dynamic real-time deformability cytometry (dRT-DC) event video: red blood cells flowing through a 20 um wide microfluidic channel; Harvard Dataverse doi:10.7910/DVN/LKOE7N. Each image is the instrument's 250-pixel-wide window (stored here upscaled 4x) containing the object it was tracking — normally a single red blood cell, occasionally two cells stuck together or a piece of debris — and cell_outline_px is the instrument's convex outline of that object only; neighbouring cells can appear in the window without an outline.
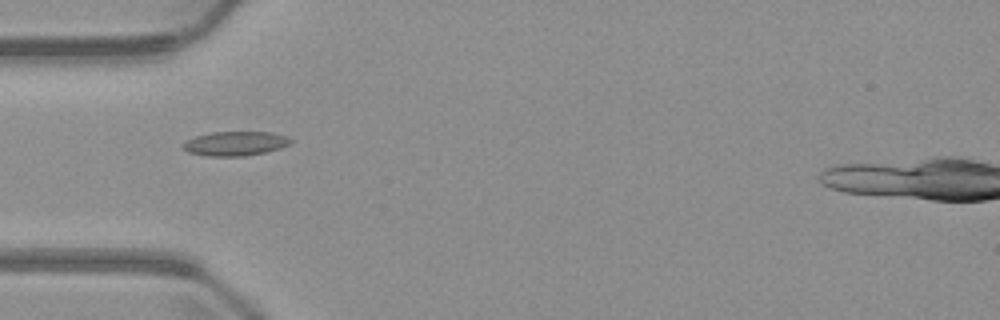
{"species": "common noctule bat (a hibernating species)", "species_latin": "Nyctalus noctula", "temperature_condition": "warm", "stored_images_in_passage": 2, "camera_frame_rate_fps": 3000, "um_per_image_px": 0.085, "animal": {"sex": "male", "body_mass_g": 23.1, "forearm_length_mm": 52.7}, "frame": {"image": 1, "passage_image": 1, "time_ms": 0.0, "image_size_px": [1000, 320], "cell_outline_px": [[292, 144], [280, 148], [264, 152], [244, 156], [208, 156], [188, 152], [180, 148], [180, 144], [196, 136], [212, 132], [272, 132], [288, 136], [292, 140]], "centroid_in_image_um": [19.99, 12.2], "position_along_channel_um": 65.0, "area_um2": 15.37}}
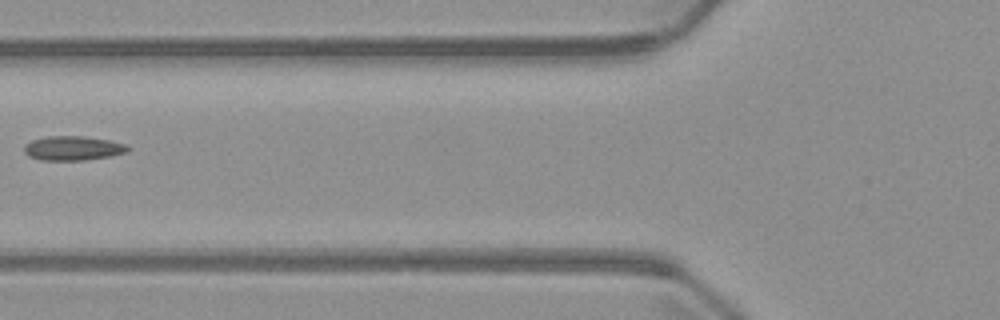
{"frame": {"image": 2, "passage_image": 2, "time_ms": 1.333, "image_size_px": [1000, 320], "cell_outline_px": [[132, 148], [128, 152], [112, 156], [84, 160], [44, 160], [28, 156], [24, 152], [24, 144], [32, 140], [48, 136], [84, 136], [108, 140], [124, 144]], "centroid_in_image_um": [6.21, 12.6], "position_along_channel_um": 119.6, "area_um2": 14.74}}